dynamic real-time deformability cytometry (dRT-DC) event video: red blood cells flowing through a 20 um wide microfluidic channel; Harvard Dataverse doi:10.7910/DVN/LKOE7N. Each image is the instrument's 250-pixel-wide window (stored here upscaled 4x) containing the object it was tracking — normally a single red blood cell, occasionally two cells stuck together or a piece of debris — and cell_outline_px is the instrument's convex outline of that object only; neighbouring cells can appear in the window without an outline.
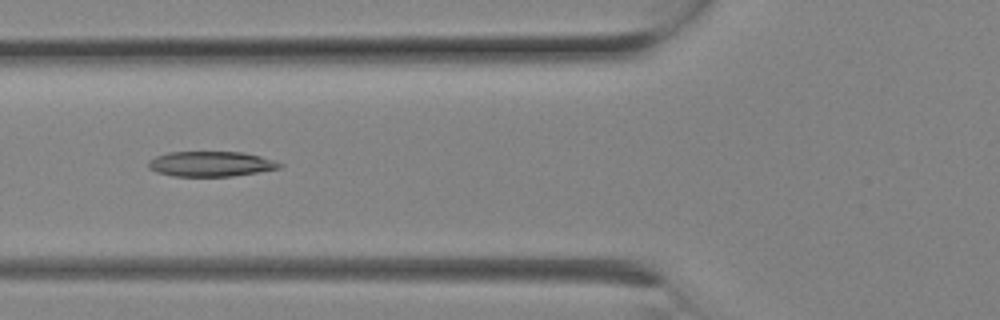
{"species": "Egyptian fruit bat (a non-hibernating species)", "species_latin": "Rousettus aegyptiacus", "temperature_condition": "room temperature", "stored_images_in_passage": 10, "camera_frame_rate_fps": 3000, "um_per_image_px": 0.085, "animal": {"sex": "female"}, "frame": {"image": 1, "passage_image": 9, "time_ms": 2.667, "image_size_px": [1000, 320], "cell_outline_px": [[284, 164], [280, 168], [232, 176], [172, 176], [156, 172], [148, 168], [148, 160], [156, 156], [168, 152], [244, 152], [260, 156]], "centroid_in_image_um": [17.88, 13.93], "position_along_channel_um": 107.9, "area_um2": 19.19}}
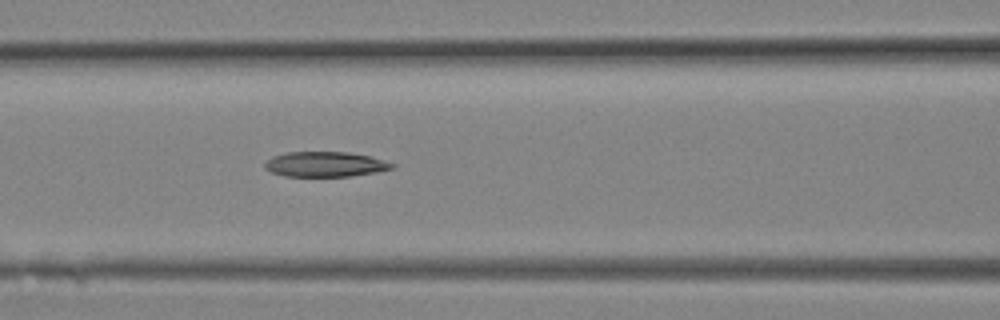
{"frame": {"image": 2, "passage_image": 10, "time_ms": 3.0, "image_size_px": [1000, 320], "cell_outline_px": [[396, 164], [392, 168], [376, 172], [352, 176], [284, 176], [272, 172], [264, 168], [264, 164], [272, 156], [284, 152], [348, 152], [372, 156]], "centroid_in_image_um": [27.64, 13.95], "position_along_channel_um": 139.0, "area_um2": 18.67}}